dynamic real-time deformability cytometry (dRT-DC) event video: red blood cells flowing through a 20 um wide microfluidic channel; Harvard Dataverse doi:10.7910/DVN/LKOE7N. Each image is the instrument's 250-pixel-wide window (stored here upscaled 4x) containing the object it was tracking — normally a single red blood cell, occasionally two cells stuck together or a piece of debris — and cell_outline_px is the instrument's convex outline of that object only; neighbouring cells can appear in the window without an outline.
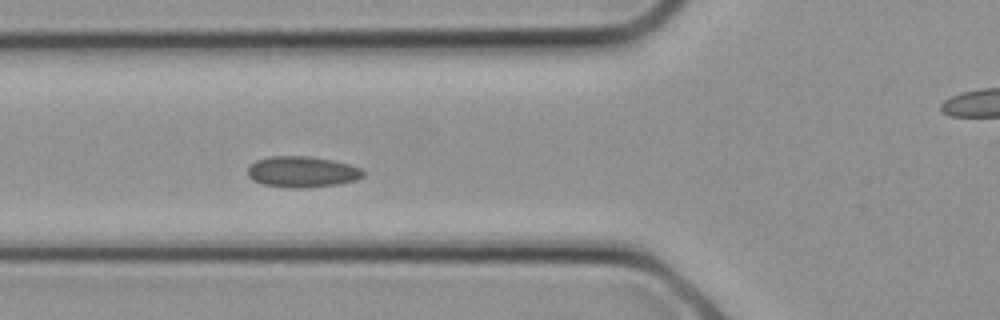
{"species": "common noctule bat (a hibernating species)", "species_latin": "Nyctalus noctula", "temperature_condition": "cold", "stored_images_in_passage": 10, "segment_of_instrument_passage": [1, 2], "camera_frame_rate_fps": 3000, "um_per_image_px": 0.085, "animal": {"sex": "female", "body_mass_g": 21.9}, "frame": {"image": 1, "passage_image": 9, "time_ms": 2.667, "image_size_px": [1000, 320], "cell_outline_px": [[364, 176], [356, 180], [336, 184], [308, 188], [288, 188], [264, 184], [252, 180], [248, 176], [248, 168], [256, 160], [268, 156], [308, 156], [332, 160], [348, 164], [360, 168], [364, 172]], "centroid_in_image_um": [25.67, 14.61], "position_along_channel_um": 100.1, "area_um2": 20.87}}